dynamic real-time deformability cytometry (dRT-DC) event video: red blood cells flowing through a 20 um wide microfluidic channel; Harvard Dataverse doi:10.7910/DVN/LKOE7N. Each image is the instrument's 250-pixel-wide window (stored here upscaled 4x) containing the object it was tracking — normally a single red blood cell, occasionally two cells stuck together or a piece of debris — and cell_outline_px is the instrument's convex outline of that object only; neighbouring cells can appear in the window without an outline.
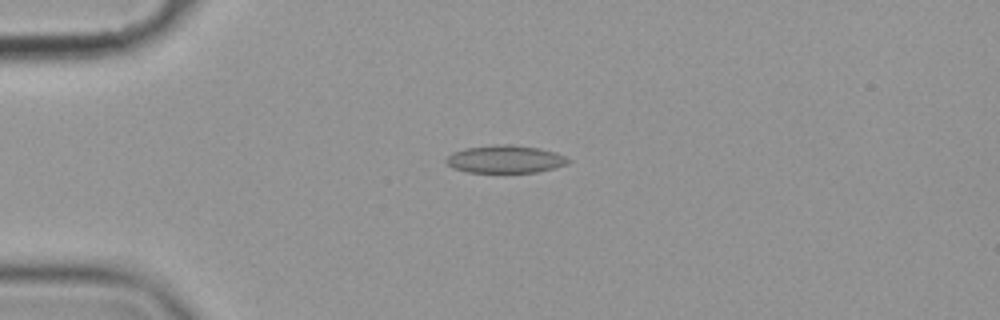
{"species": "common noctule bat (a hibernating species)", "species_latin": "Nyctalus noctula", "temperature_condition": "cold", "stored_images_in_passage": 43, "camera_frame_rate_fps": 3000, "um_per_image_px": 0.085, "animal": {"sex": "female", "body_mass_g": 19.9}, "frame": {"image": 1, "passage_image": 1, "time_ms": 0.0, "image_size_px": [1000, 320], "cell_outline_px": [[572, 160], [568, 164], [556, 168], [536, 172], [468, 172], [452, 168], [444, 160], [452, 152], [464, 148], [496, 144], [508, 144], [540, 148], [556, 152]], "centroid_in_image_um": [42.96, 13.52], "position_along_channel_um": 42.0, "area_um2": 19.88}}
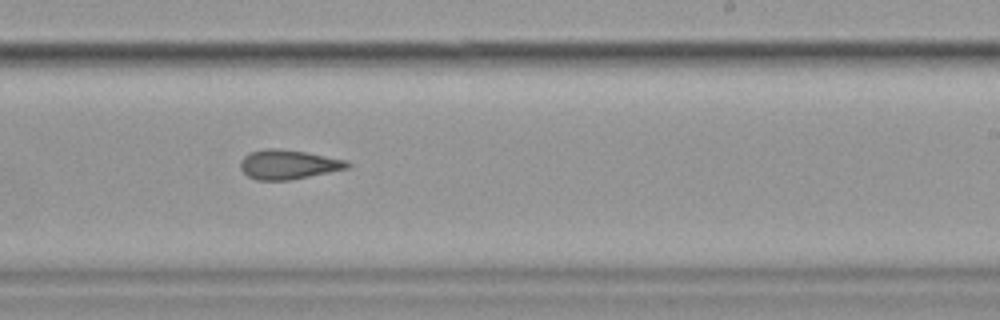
{"frame": {"image": 2, "passage_image": 22, "time_ms": 7.0, "image_size_px": [1000, 320], "cell_outline_px": [[352, 164], [348, 168], [292, 180], [256, 180], [248, 176], [240, 168], [240, 160], [248, 152], [264, 148], [276, 148], [304, 152], [344, 160]], "centroid_in_image_um": [24.45, 13.98], "position_along_channel_um": 264.6, "area_um2": 18.26}}
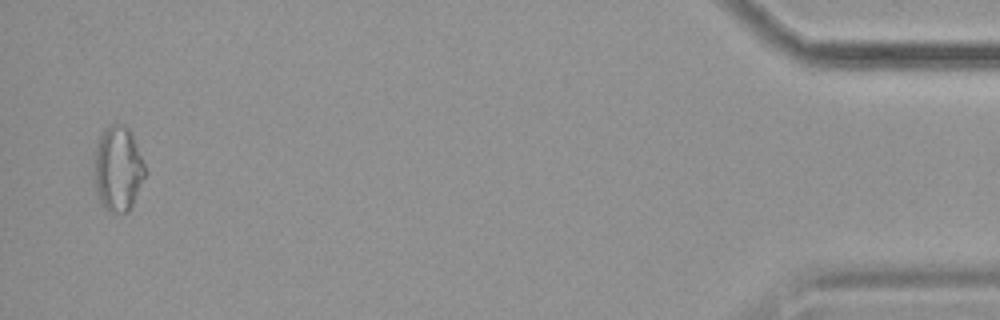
{"frame": {"image": 3, "passage_image": 42, "time_ms": 13.667, "image_size_px": [1000, 320], "cell_outline_px": [[148, 172], [128, 212], [108, 212], [100, 204], [96, 192], [92, 176], [92, 160], [96, 144], [100, 132], [104, 128], [112, 124], [120, 124], [128, 128], [132, 136]], "centroid_in_image_um": [9.97, 14.35], "position_along_channel_um": 425.2, "area_um2": 25.95}, "authors_computed_cell_mechanics": {"area_um2": 18.9006, "velocity_mm_per_s": 3.5866, "shape_relaxation_time_tau1_ms": null, "shape_relaxation_time_tau2_ms": 2.5383, "deformation_change_tau1": null, "deformation_change_tau2": 0.0874}}